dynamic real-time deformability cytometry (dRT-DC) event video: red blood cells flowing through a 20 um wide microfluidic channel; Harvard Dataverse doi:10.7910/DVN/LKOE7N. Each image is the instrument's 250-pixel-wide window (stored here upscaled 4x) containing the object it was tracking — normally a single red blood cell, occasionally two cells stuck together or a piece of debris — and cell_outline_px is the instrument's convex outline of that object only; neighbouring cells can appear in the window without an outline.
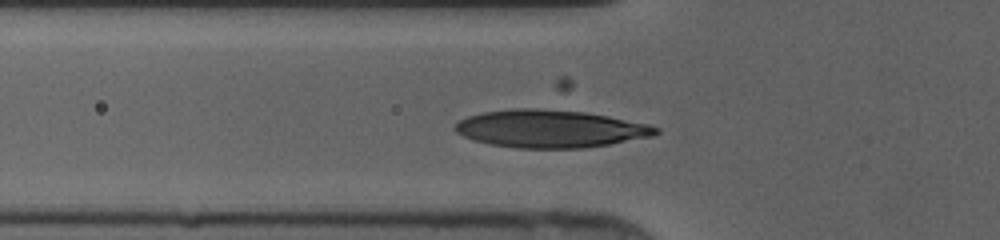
{"species": "human", "species_latin": "Homo sapiens", "temperature_condition": "cold", "stored_images_in_passage": 40, "camera_frame_rate_fps": 3000, "um_per_image_px": 0.085, "donor": {"sex": "female"}, "frame": {"image": 1, "passage_image": 9, "time_ms": 2.667, "image_size_px": [1000, 240], "cell_outline_px": [[660, 132], [652, 136], [608, 144], [584, 148], [516, 148], [492, 144], [472, 140], [456, 132], [452, 128], [460, 120], [468, 116], [484, 112], [512, 108], [536, 108], [584, 112], [608, 116], [648, 124], [660, 128]], "centroid_in_image_um": [46.75, 10.94], "position_along_channel_um": 79.0, "area_um2": 43.93}}
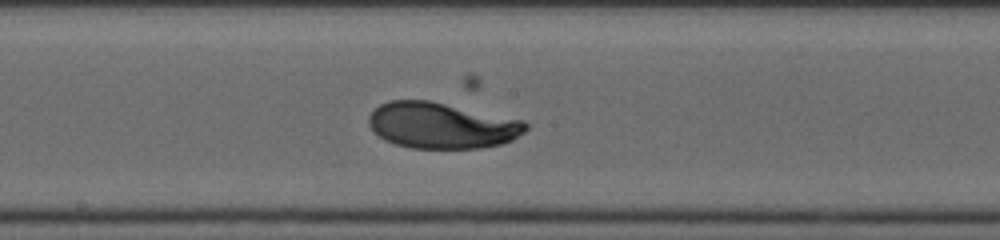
{"frame": {"image": 2, "passage_image": 18, "time_ms": 5.667, "image_size_px": [1000, 240], "cell_outline_px": [[528, 128], [524, 132], [512, 140], [500, 144], [480, 148], [412, 148], [396, 144], [384, 140], [368, 124], [368, 116], [380, 104], [388, 100], [428, 100], [524, 120], [528, 124]], "centroid_in_image_um": [37.55, 10.66], "position_along_channel_um": 210.7, "area_um2": 41.96}}
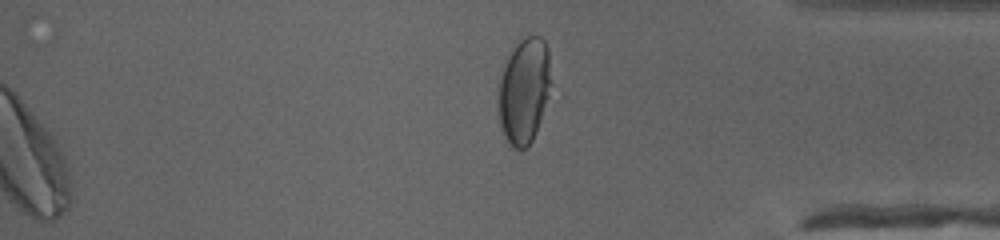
{"frame": {"image": 3, "passage_image": 40, "time_ms": 13.0, "image_size_px": [1000, 240], "cell_outline_px": [[548, 96], [536, 132], [532, 140], [520, 152], [512, 148], [508, 144], [504, 136], [500, 124], [500, 76], [508, 56], [516, 44], [520, 40], [528, 36], [540, 36], [544, 40], [548, 48]], "centroid_in_image_um": [44.53, 7.74], "position_along_channel_um": 390.7, "area_um2": 31.56}}